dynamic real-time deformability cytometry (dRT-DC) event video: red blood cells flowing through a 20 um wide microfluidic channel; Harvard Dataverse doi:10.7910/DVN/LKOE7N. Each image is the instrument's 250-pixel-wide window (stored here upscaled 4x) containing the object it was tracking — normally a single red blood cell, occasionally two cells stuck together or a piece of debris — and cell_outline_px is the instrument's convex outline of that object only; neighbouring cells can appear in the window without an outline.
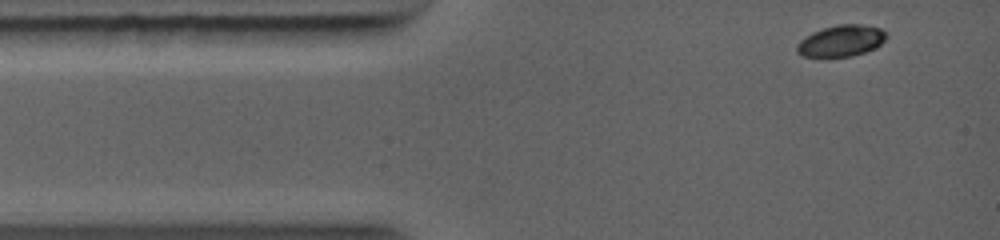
{"species": "common noctule bat (a hibernating species)", "species_latin": "Nyctalus noctula", "temperature_condition": "warm", "stored_images_in_passage": 17, "camera_frame_rate_fps": 5000, "um_per_image_px": 0.085, "animal": {"sex": "female", "body_mass_g": 19.0, "forearm_length_mm": 56.7}, "frame": {"image": 1, "passage_image": 1, "time_ms": 0.0, "image_size_px": [1000, 240], "cell_outline_px": [[888, 36], [876, 48], [852, 56], [800, 56], [796, 52], [796, 44], [800, 40], [812, 32], [836, 24], [860, 24], [880, 28], [888, 32]], "centroid_in_image_um": [71.51, 3.46], "position_along_channel_um": 13.5, "area_um2": 16.42}}
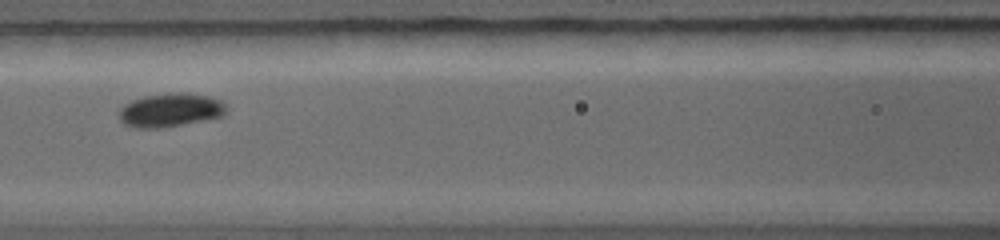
{"frame": {"image": 2, "passage_image": 6, "time_ms": 4.0, "image_size_px": [1000, 240], "cell_outline_px": [[228, 108], [224, 116], [160, 128], [136, 128], [124, 124], [120, 120], [120, 108], [124, 104], [132, 100], [144, 96], [172, 92], [184, 92], [208, 96], [224, 100]], "centroid_in_image_um": [14.52, 9.34], "position_along_channel_um": 152.1, "area_um2": 21.21}}
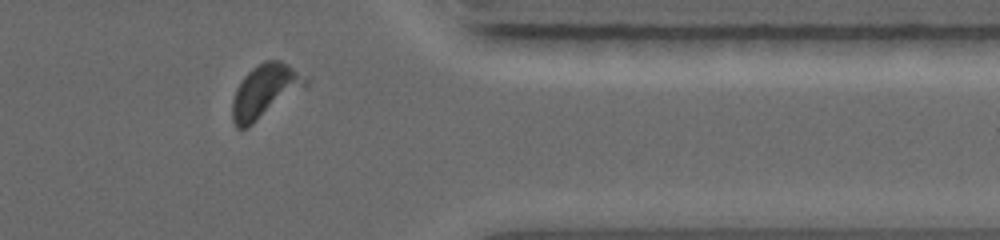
{"frame": {"image": 3, "passage_image": 15, "time_ms": 9.2, "image_size_px": [1000, 240], "cell_outline_px": [[312, 76], [308, 84], [248, 128], [236, 128], [232, 120], [232, 100], [236, 88], [244, 76], [252, 68], [264, 60], [280, 60]], "centroid_in_image_um": [22.55, 7.72], "position_along_channel_um": 388.8, "area_um2": 23.12}}